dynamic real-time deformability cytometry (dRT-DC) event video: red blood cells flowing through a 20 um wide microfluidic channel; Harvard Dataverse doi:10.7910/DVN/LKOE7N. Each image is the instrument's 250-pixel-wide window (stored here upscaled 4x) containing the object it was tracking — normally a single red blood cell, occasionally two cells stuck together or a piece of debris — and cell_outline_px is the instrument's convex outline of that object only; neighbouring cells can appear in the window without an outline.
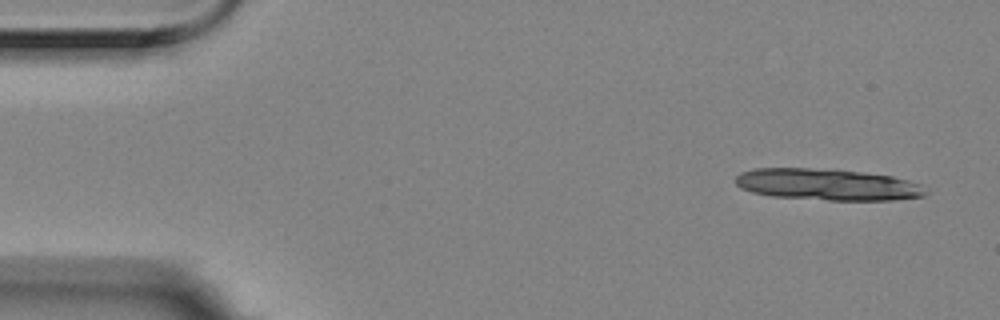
{"species": "Egyptian fruit bat (a non-hibernating species)", "species_latin": "Rousettus aegyptiacus", "temperature_condition": "room temperature", "stored_images_in_passage": 4, "camera_frame_rate_fps": 3000, "um_per_image_px": 0.085, "animal": {"sex": "female"}, "frame": {"image": 1, "passage_image": 1, "time_ms": 0.0, "image_size_px": [1000, 320], "cell_outline_px": [[928, 192], [924, 196], [892, 200], [828, 200], [772, 196], [752, 192], [736, 184], [736, 176], [740, 172], [756, 168], [808, 168], [860, 172], [892, 176], [908, 180], [920, 184]], "centroid_in_image_um": [70.34, 15.69], "position_along_channel_um": 14.7, "area_um2": 34.62}}